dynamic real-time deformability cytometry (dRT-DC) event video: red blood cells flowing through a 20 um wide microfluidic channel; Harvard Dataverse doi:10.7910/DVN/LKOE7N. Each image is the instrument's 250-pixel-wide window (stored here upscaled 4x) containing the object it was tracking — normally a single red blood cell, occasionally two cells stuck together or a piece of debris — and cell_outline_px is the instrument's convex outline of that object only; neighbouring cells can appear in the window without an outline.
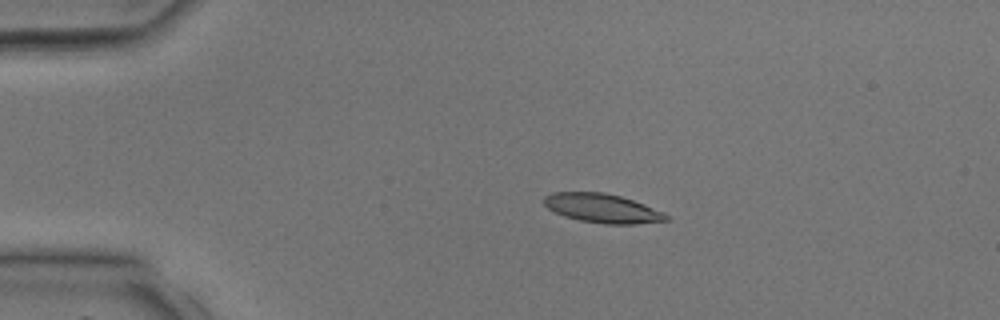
{"species": "common noctule bat (a hibernating species)", "species_latin": "Nyctalus noctula", "temperature_condition": "room temperature", "stored_images_in_passage": 3, "camera_frame_rate_fps": 3000, "um_per_image_px": 0.085, "animal": {"sex": "male", "body_mass_g": 17.9, "forearm_length_mm": 54.2}, "frame": {"image": 1, "passage_image": 2, "time_ms": 1.333, "image_size_px": [1000, 320], "cell_outline_px": [[668, 220], [636, 224], [604, 224], [580, 220], [564, 216], [548, 208], [544, 204], [544, 196], [552, 192], [604, 192], [620, 196], [644, 204], [664, 212], [668, 216]], "centroid_in_image_um": [51.19, 17.7], "position_along_channel_um": 33.8, "area_um2": 20.58}}